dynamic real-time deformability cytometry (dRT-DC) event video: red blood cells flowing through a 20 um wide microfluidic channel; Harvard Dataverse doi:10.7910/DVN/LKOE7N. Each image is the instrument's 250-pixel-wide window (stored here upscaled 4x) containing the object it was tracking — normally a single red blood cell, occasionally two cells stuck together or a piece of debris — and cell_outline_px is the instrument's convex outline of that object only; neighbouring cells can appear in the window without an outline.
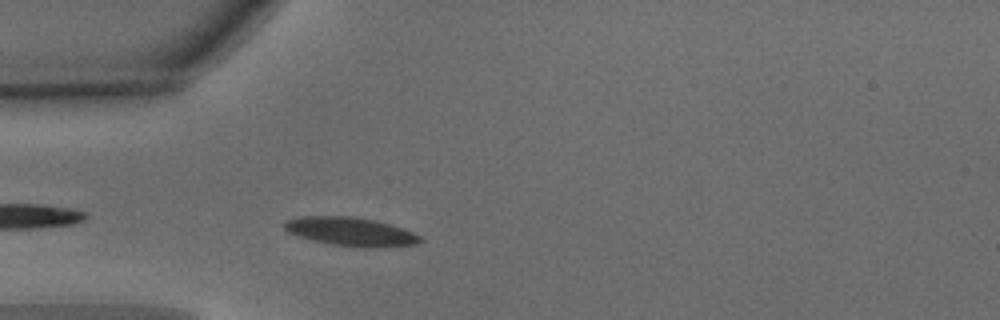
{"species": "common noctule bat (a hibernating species)", "species_latin": "Nyctalus noctula", "temperature_condition": "warm", "stored_images_in_passage": 24, "camera_frame_rate_fps": 3000, "um_per_image_px": 0.085, "animal": {"sex": "male", "body_mass_g": 15.6}, "frame": {"image": 1, "passage_image": 3, "time_ms": 0.667, "image_size_px": [1000, 320], "cell_outline_px": [[424, 240], [416, 244], [380, 248], [364, 248], [332, 244], [312, 240], [288, 232], [284, 228], [284, 220], [300, 216], [352, 216], [376, 220], [412, 232], [420, 236]], "centroid_in_image_um": [29.81, 19.69], "position_along_channel_um": 55.2, "area_um2": 22.72}}
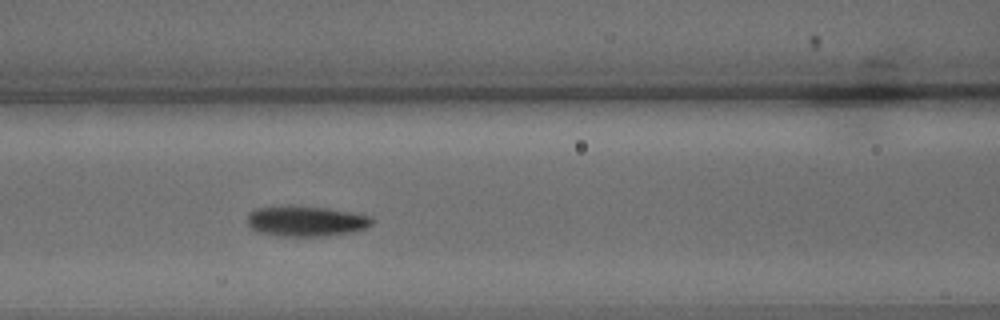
{"frame": {"image": 2, "passage_image": 10, "time_ms": 3.0, "image_size_px": [1000, 320], "cell_outline_px": [[372, 224], [368, 228], [352, 232], [328, 236], [276, 236], [256, 232], [248, 224], [248, 212], [256, 208], [328, 208], [372, 216]], "centroid_in_image_um": [26.05, 18.84], "position_along_channel_um": 140.6, "area_um2": 21.62}}
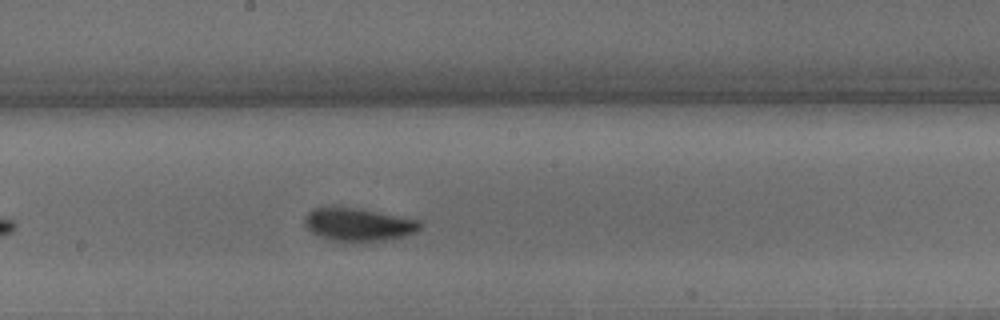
{"frame": {"image": 3, "passage_image": 16, "time_ms": 5.0, "image_size_px": [1000, 320], "cell_outline_px": [[420, 228], [416, 232], [404, 236], [360, 244], [344, 244], [328, 240], [312, 232], [304, 224], [304, 216], [308, 212], [316, 208], [356, 208], [420, 220]], "centroid_in_image_um": [30.44, 19.14], "position_along_channel_um": 217.8, "area_um2": 22.48}}